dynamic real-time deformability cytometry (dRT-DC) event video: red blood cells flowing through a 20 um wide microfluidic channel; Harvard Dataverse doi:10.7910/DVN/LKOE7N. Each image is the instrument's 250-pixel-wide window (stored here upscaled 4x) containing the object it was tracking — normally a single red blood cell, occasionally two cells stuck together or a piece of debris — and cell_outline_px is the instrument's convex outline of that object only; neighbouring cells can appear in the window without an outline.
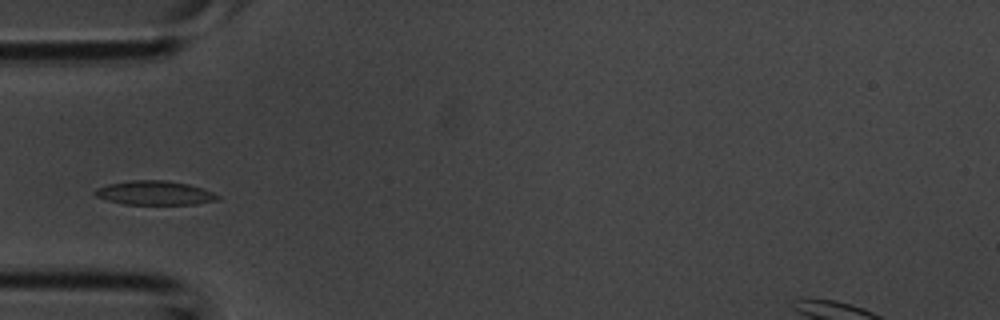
{"species": "common noctule bat (a hibernating species)", "species_latin": "Nyctalus noctula", "temperature_condition": "room temperature", "stored_images_in_passage": 2, "camera_frame_rate_fps": 3000, "um_per_image_px": 0.085, "animal": {"sex": "male", "body_mass_g": 20.1, "forearm_length_mm": 53.5}, "frame": {"image": 1, "passage_image": 2, "time_ms": 0.333, "image_size_px": [1000, 320], "cell_outline_px": [[220, 200], [196, 204], [124, 204], [108, 200], [96, 196], [92, 192], [96, 188], [108, 184], [132, 180], [168, 180], [188, 184], [212, 192], [220, 196]], "centroid_in_image_um": [13.15, 16.4], "position_along_channel_um": 71.9, "area_um2": 17.17}}